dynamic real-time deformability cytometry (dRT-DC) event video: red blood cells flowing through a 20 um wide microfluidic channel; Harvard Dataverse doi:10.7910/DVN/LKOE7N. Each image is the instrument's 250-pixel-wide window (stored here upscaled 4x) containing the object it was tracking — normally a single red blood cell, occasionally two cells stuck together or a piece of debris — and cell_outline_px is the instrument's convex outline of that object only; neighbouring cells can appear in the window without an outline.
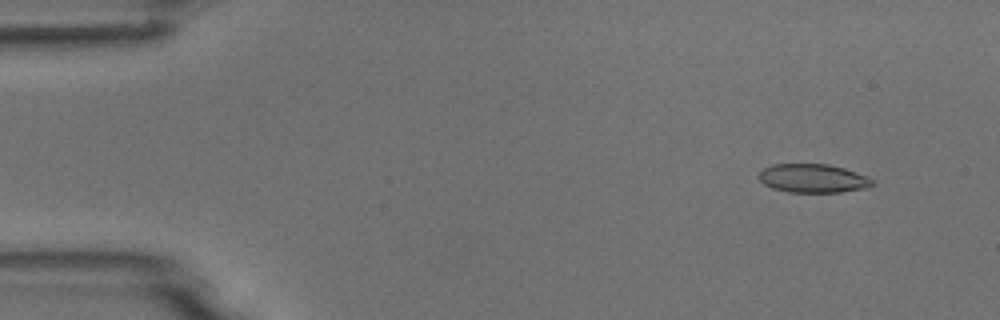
{"species": "common noctule bat (a hibernating species)", "species_latin": "Nyctalus noctula", "temperature_condition": "room temperature", "stored_images_in_passage": 5, "camera_frame_rate_fps": 3000, "um_per_image_px": 0.085, "animal": {"sex": "male", "body_mass_g": 18.8}, "frame": {"image": 1, "passage_image": 2, "time_ms": 1.0, "image_size_px": [1000, 320], "cell_outline_px": [[876, 184], [864, 188], [840, 192], [788, 192], [772, 188], [764, 184], [756, 176], [764, 168], [772, 164], [828, 164], [844, 168], [868, 176], [876, 180]], "centroid_in_image_um": [69.12, 15.16], "position_along_channel_um": 15.9, "area_um2": 19.13}}
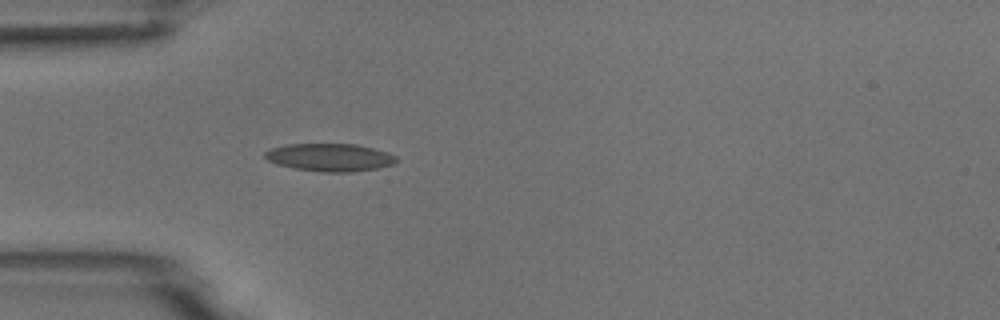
{"frame": {"image": 2, "passage_image": 5, "time_ms": 4.667, "image_size_px": [1000, 320], "cell_outline_px": [[396, 160], [392, 164], [376, 168], [352, 172], [320, 172], [292, 168], [276, 164], [268, 160], [264, 156], [264, 152], [272, 148], [288, 144], [356, 144], [388, 152], [396, 156]], "centroid_in_image_um": [28.0, 13.38], "position_along_channel_um": 57.0, "area_um2": 21.21}}